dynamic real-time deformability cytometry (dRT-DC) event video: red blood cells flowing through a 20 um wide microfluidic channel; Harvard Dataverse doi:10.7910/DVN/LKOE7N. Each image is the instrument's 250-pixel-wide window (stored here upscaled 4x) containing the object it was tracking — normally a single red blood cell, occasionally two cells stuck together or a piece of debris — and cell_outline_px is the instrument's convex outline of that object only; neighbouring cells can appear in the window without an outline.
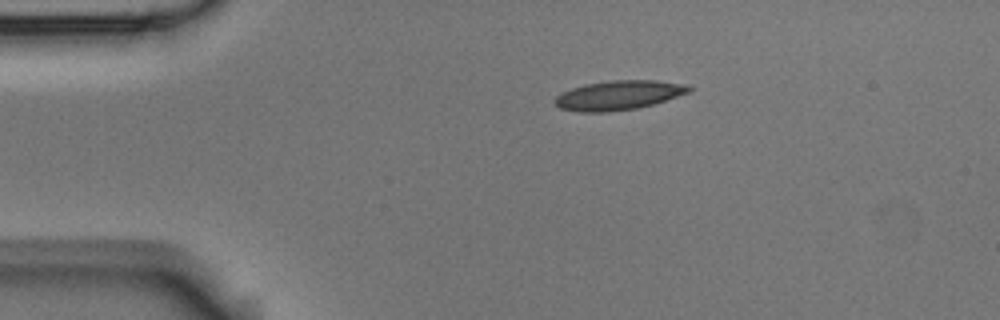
{"species": "Egyptian fruit bat (a non-hibernating species)", "species_latin": "Rousettus aegyptiacus", "temperature_condition": "room temperature", "stored_images_in_passage": 7, "camera_frame_rate_fps": 3000, "um_per_image_px": 0.085, "animal": {"sex": "male"}, "frame": {"image": 1, "passage_image": 1, "time_ms": 0.0, "image_size_px": [1000, 320], "cell_outline_px": [[692, 88], [688, 92], [652, 104], [636, 108], [608, 112], [576, 112], [560, 108], [552, 100], [560, 92], [584, 84], [612, 80], [656, 80], [684, 84]], "centroid_in_image_um": [52.5, 8.09], "position_along_channel_um": 32.5, "area_um2": 22.83}}
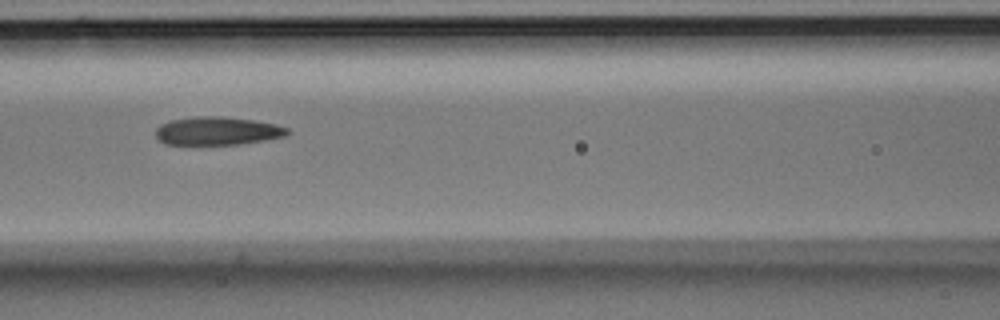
{"frame": {"image": 2, "passage_image": 4, "time_ms": 1.0, "image_size_px": [1000, 320], "cell_outline_px": [[292, 132], [288, 136], [240, 144], [164, 144], [156, 136], [156, 128], [160, 124], [168, 120], [196, 116], [224, 116], [256, 120], [276, 124], [288, 128]], "centroid_in_image_um": [18.51, 11.11], "position_along_channel_um": 148.1, "area_um2": 21.96}}
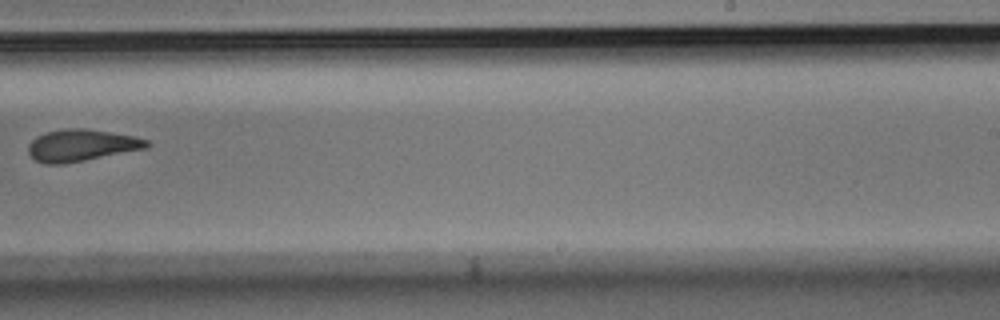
{"frame": {"image": 3, "passage_image": 7, "time_ms": 2.0, "image_size_px": [1000, 320], "cell_outline_px": [[152, 144], [148, 148], [64, 164], [44, 164], [36, 160], [28, 152], [28, 144], [36, 136], [48, 132], [64, 128], [84, 128], [132, 136], [148, 140]], "centroid_in_image_um": [6.92, 12.36], "position_along_channel_um": 282.1, "area_um2": 21.91}}